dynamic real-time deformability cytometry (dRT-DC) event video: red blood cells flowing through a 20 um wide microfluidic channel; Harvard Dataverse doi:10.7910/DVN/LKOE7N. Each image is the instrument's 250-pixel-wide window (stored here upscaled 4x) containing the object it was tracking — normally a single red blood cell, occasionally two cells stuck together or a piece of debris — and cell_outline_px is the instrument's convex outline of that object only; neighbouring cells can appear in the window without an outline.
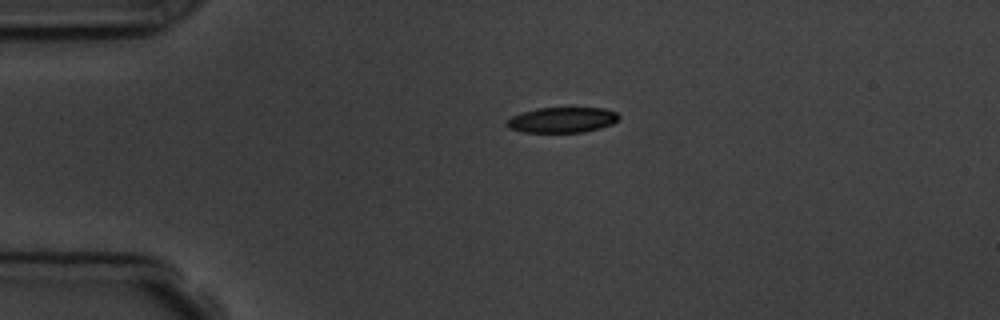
{"species": "common noctule bat (a hibernating species)", "species_latin": "Nyctalus noctula", "temperature_condition": "room temperature", "stored_images_in_passage": 2, "camera_frame_rate_fps": 3000, "um_per_image_px": 0.085, "animal": {"sex": "male", "body_mass_g": 19.5, "forearm_length_mm": 54.6}, "frame": {"image": 1, "passage_image": 1, "time_ms": 0.0, "image_size_px": [1000, 320], "cell_outline_px": [[620, 116], [612, 124], [600, 128], [584, 132], [524, 132], [508, 128], [504, 124], [512, 116], [536, 108], [604, 108], [616, 112]], "centroid_in_image_um": [47.77, 10.19], "position_along_channel_um": 37.2, "area_um2": 16.53}}